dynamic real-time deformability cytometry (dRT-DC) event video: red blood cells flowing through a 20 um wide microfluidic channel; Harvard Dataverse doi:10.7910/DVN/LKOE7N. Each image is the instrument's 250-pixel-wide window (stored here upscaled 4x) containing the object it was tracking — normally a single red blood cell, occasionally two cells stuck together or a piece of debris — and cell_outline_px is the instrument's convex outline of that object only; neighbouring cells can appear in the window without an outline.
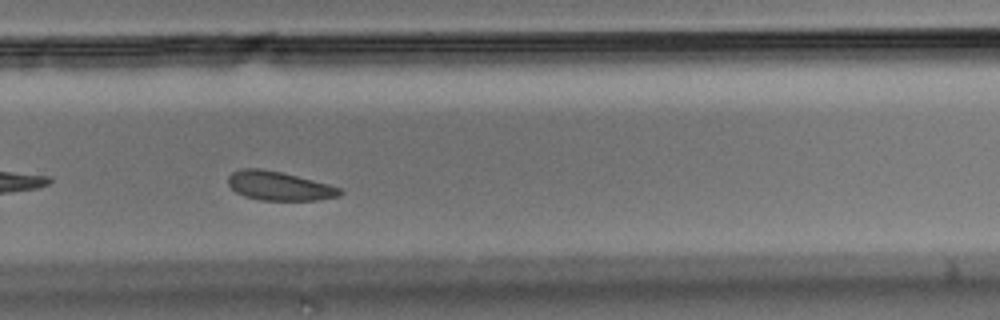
{"species": "Egyptian fruit bat (a non-hibernating species)", "species_latin": "Rousettus aegyptiacus", "temperature_condition": "room temperature", "stored_images_in_passage": 32, "camera_frame_rate_fps": 3000, "um_per_image_px": 0.085, "animal": {"sex": "male"}, "frame": {"image": 1, "passage_image": 19, "time_ms": 6.0, "image_size_px": [1000, 320], "cell_outline_px": [[344, 192], [340, 196], [316, 200], [260, 200], [244, 196], [236, 192], [228, 184], [228, 176], [232, 172], [240, 168], [260, 168], [280, 172], [328, 184], [340, 188]], "centroid_in_image_um": [23.7, 15.8], "position_along_channel_um": 306.1, "area_um2": 18.79}}